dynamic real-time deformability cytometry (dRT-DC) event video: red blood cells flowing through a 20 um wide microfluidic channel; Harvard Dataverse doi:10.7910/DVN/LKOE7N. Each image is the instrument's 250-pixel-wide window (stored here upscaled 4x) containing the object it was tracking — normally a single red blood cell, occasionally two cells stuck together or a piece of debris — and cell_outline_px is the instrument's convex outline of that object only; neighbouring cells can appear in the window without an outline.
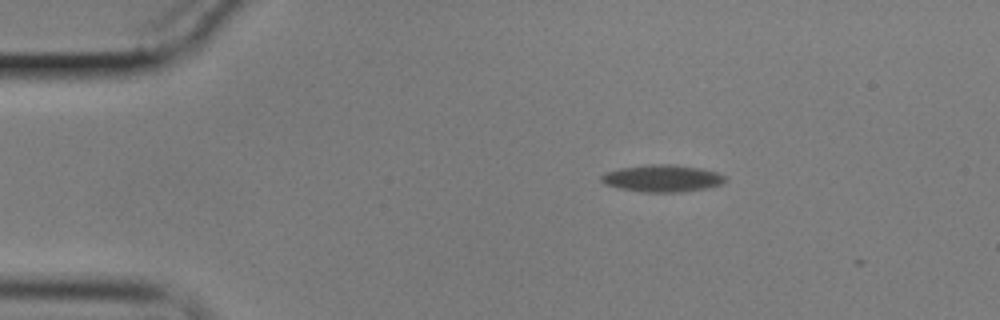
{"species": "common noctule bat (a hibernating species)", "species_latin": "Nyctalus noctula", "temperature_condition": "cold", "stored_images_in_passage": 6, "camera_frame_rate_fps": 3000, "um_per_image_px": 0.085, "animal": {"sex": "male", "body_mass_g": 17.9}, "frame": {"image": 1, "passage_image": 2, "time_ms": 0.333, "image_size_px": [1000, 320], "cell_outline_px": [[728, 180], [724, 184], [708, 188], [680, 192], [644, 192], [620, 188], [604, 184], [600, 180], [600, 176], [604, 172], [620, 168], [648, 164], [676, 164], [700, 168], [716, 172], [728, 176]], "centroid_in_image_um": [56.34, 15.15], "position_along_channel_um": 28.7, "area_um2": 19.88}}